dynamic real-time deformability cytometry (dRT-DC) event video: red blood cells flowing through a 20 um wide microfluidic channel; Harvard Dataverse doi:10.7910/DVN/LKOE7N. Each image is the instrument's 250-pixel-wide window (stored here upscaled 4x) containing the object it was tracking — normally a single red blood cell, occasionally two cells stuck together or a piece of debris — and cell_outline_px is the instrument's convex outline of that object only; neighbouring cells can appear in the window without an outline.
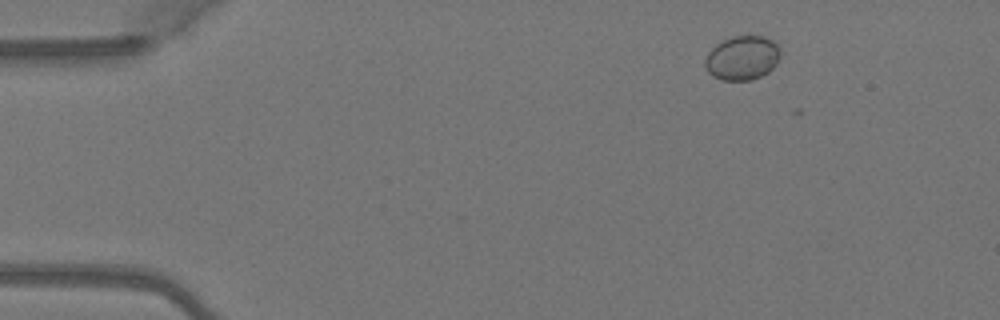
{"species": "Egyptian fruit bat (a non-hibernating species)", "species_latin": "Rousettus aegyptiacus", "temperature_condition": "warm", "stored_images_in_passage": 4, "camera_frame_rate_fps": 3000, "um_per_image_px": 0.085, "animal": {"sex": "female"}, "frame": {"image": 1, "passage_image": 1, "time_ms": 0.0, "image_size_px": [1000, 320], "cell_outline_px": [[780, 56], [776, 64], [768, 72], [752, 80], [720, 80], [712, 76], [708, 72], [704, 64], [704, 60], [708, 52], [716, 44], [732, 36], [764, 36], [772, 40], [780, 48]], "centroid_in_image_um": [63.08, 4.93], "position_along_channel_um": 21.9, "area_um2": 19.48}}
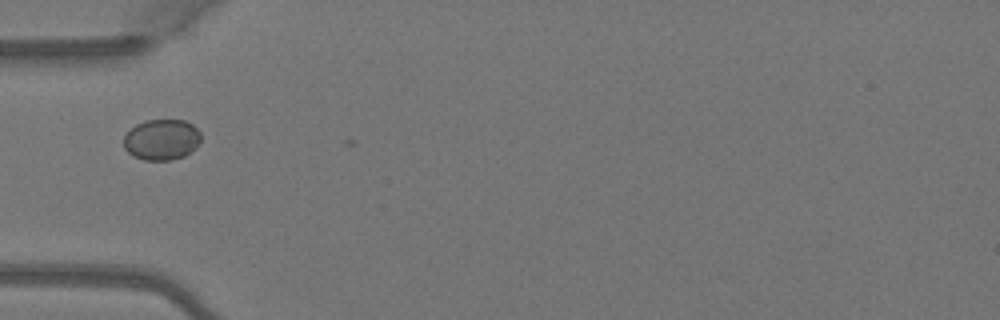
{"frame": {"image": 2, "passage_image": 3, "time_ms": 0.667, "image_size_px": [1000, 320], "cell_outline_px": [[200, 144], [196, 148], [184, 156], [172, 160], [144, 160], [132, 156], [124, 148], [124, 136], [136, 124], [148, 120], [184, 120], [192, 124], [200, 132]], "centroid_in_image_um": [13.75, 11.88], "position_along_channel_um": 71.2, "area_um2": 18.44}}
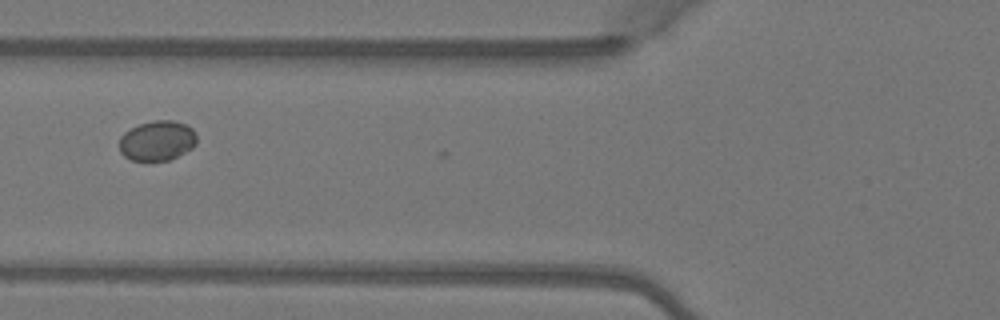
{"frame": {"image": 3, "passage_image": 4, "time_ms": 1.0, "image_size_px": [1000, 320], "cell_outline_px": [[196, 144], [192, 148], [168, 160], [132, 160], [124, 156], [120, 152], [120, 136], [124, 132], [140, 124], [152, 120], [172, 120], [184, 124], [192, 128], [196, 132]], "centroid_in_image_um": [13.36, 11.94], "position_along_channel_um": 112.4, "area_um2": 17.92}}